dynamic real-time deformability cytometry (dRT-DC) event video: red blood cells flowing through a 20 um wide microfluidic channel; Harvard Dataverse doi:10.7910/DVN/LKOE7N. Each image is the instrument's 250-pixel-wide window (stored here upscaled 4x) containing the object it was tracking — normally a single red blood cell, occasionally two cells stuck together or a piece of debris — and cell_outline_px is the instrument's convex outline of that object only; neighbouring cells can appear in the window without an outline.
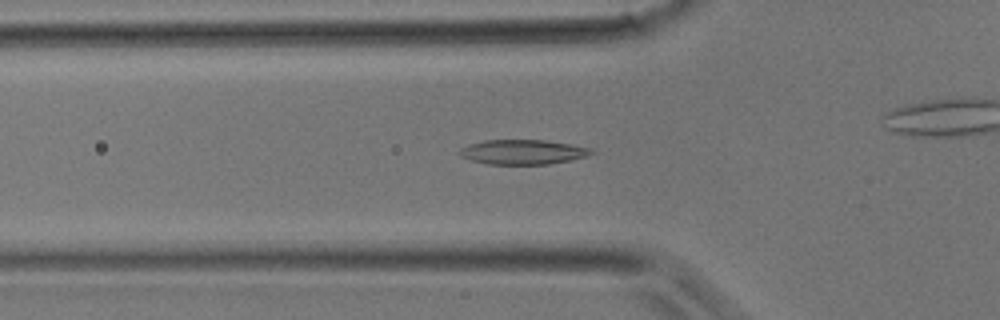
{"species": "common noctule bat (a hibernating species)", "species_latin": "Nyctalus noctula", "temperature_condition": "room temperature", "stored_images_in_passage": 28, "camera_frame_rate_fps": 3000, "um_per_image_px": 0.085, "animal": {"sex": "male", "body_mass_g": 17.9}, "frame": {"image": 1, "passage_image": 2, "time_ms": 0.333, "image_size_px": [1000, 320], "cell_outline_px": [[596, 152], [584, 156], [568, 160], [548, 164], [488, 164], [472, 160], [460, 156], [456, 152], [460, 148], [468, 144], [484, 140], [544, 140], [572, 144], [592, 148]], "centroid_in_image_um": [44.4, 12.91], "position_along_channel_um": 81.4, "area_um2": 18.96}}
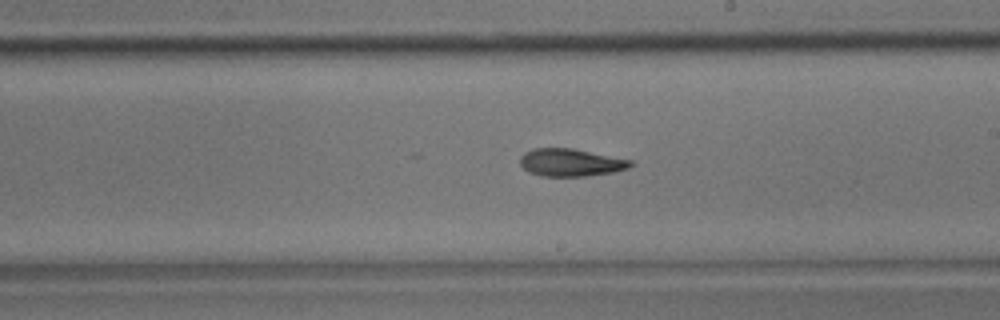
{"frame": {"image": 2, "passage_image": 11, "time_ms": 3.333, "image_size_px": [1000, 320], "cell_outline_px": [[636, 164], [628, 168], [612, 172], [584, 176], [540, 176], [528, 172], [520, 164], [520, 156], [524, 152], [532, 148], [572, 148], [632, 160]], "centroid_in_image_um": [48.5, 13.81], "position_along_channel_um": 240.5, "area_um2": 17.86}}
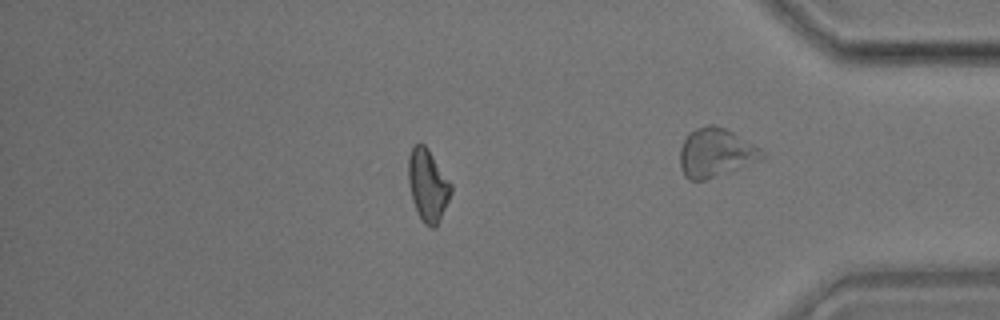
{"frame": {"image": 3, "passage_image": 22, "time_ms": 7.0, "image_size_px": [1000, 320], "cell_outline_px": [[452, 192], [436, 228], [432, 228], [424, 224], [412, 200], [408, 180], [408, 156], [412, 148], [416, 144], [424, 144], [428, 148], [452, 184]], "centroid_in_image_um": [36.37, 15.74], "position_along_channel_um": 398.8, "area_um2": 17.86}}